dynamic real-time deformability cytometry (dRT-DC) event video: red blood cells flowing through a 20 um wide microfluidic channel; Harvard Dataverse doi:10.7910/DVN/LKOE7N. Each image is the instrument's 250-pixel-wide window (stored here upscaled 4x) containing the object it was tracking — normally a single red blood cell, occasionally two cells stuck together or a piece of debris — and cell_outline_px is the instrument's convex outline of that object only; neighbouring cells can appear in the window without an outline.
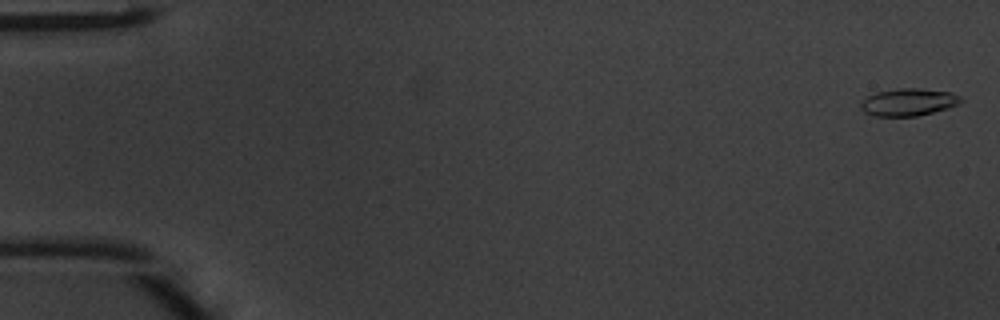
{"species": "common noctule bat (a hibernating species)", "species_latin": "Nyctalus noctula", "temperature_condition": "warm", "stored_images_in_passage": 13, "camera_frame_rate_fps": 3000, "um_per_image_px": 0.085, "animal": {"sex": "male", "body_mass_g": 20.1, "forearm_length_mm": 53.5}, "frame": {"image": 1, "passage_image": 1, "time_ms": 0.0, "image_size_px": [1000, 320], "cell_outline_px": [[964, 100], [960, 104], [948, 108], [916, 116], [872, 116], [864, 112], [860, 108], [860, 104], [868, 96], [876, 92], [900, 88], [920, 88], [948, 92], [960, 96]], "centroid_in_image_um": [77.22, 8.68], "position_along_channel_um": 7.8, "area_um2": 15.95}}